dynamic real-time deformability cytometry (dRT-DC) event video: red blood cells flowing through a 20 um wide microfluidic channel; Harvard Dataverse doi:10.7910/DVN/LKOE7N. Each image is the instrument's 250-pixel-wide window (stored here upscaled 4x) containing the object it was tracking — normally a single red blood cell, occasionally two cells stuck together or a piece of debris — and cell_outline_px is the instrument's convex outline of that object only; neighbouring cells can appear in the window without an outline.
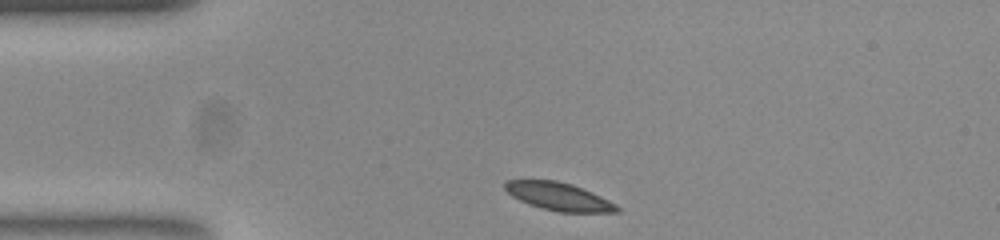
{"species": "common noctule bat (a hibernating species)", "species_latin": "Nyctalus noctula", "temperature_condition": "room temperature", "stored_images_in_passage": 34, "camera_frame_rate_fps": 3000, "um_per_image_px": 0.085, "animal": {"sex": "female", "body_mass_g": 23.0, "forearm_length_mm": 53.4}, "frame": {"image": 1, "passage_image": 1, "time_ms": 0.0, "image_size_px": [1000, 240], "cell_outline_px": [[620, 212], [556, 212], [540, 208], [528, 204], [512, 196], [504, 188], [504, 184], [508, 180], [556, 180], [572, 184], [592, 192], [616, 204], [620, 208]], "centroid_in_image_um": [47.49, 16.71], "position_along_channel_um": 37.5, "area_um2": 18.21}}
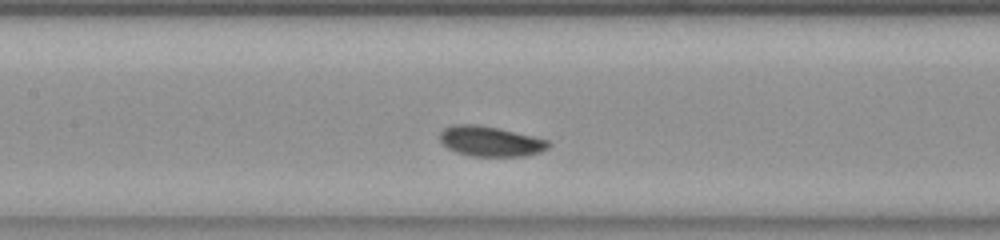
{"frame": {"image": 2, "passage_image": 14, "time_ms": 4.333, "image_size_px": [1000, 240], "cell_outline_px": [[552, 144], [548, 148], [540, 152], [524, 156], [472, 156], [456, 152], [448, 148], [440, 140], [440, 132], [444, 128], [456, 124], [476, 124], [496, 128], [532, 136], [548, 140]], "centroid_in_image_um": [41.69, 12.02], "position_along_channel_um": 165.7, "area_um2": 18.9}}
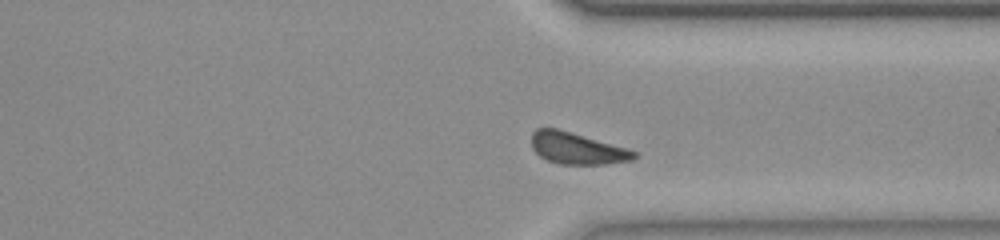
{"frame": {"image": 3, "passage_image": 30, "time_ms": 9.667, "image_size_px": [1000, 240], "cell_outline_px": [[640, 156], [632, 160], [604, 164], [560, 164], [548, 160], [540, 156], [532, 148], [532, 132], [536, 128], [556, 128], [628, 148], [636, 152]], "centroid_in_image_um": [49.07, 12.61], "position_along_channel_um": 362.3, "area_um2": 18.84}, "authors_computed_cell_mechanics": {"area_um2": 19.0162, "velocity_mm_per_s": 3.6881, "shape_relaxation_time_tau1_ms": 1.0181, "shape_relaxation_time_tau2_ms": 5.7358, "deformation_change_tau1": 0.0465, "deformation_change_tau2": 0.1079}}